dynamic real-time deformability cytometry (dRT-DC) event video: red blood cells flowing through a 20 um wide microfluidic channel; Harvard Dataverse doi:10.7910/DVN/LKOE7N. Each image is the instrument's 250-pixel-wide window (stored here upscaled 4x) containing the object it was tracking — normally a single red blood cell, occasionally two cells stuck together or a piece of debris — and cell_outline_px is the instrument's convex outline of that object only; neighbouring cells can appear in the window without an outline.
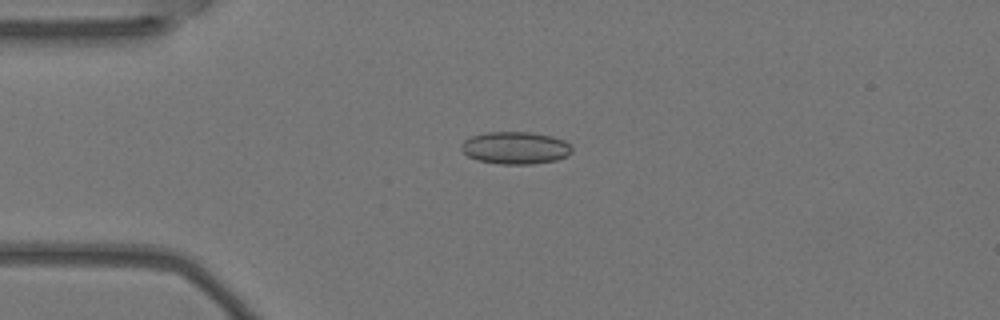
{"species": "Egyptian fruit bat (a non-hibernating species)", "species_latin": "Rousettus aegyptiacus", "temperature_condition": "warm", "stored_images_in_passage": 4, "camera_frame_rate_fps": 3000, "um_per_image_px": 0.085, "animal": {"sex": "female"}, "frame": {"image": 1, "passage_image": 4, "time_ms": 1.0, "image_size_px": [1000, 320], "cell_outline_px": [[572, 152], [568, 156], [556, 160], [532, 164], [500, 164], [476, 160], [468, 156], [460, 148], [460, 144], [464, 140], [472, 136], [488, 132], [528, 132], [552, 136], [564, 140], [572, 144]], "centroid_in_image_um": [43.82, 12.57], "position_along_channel_um": 41.2, "area_um2": 21.04}}